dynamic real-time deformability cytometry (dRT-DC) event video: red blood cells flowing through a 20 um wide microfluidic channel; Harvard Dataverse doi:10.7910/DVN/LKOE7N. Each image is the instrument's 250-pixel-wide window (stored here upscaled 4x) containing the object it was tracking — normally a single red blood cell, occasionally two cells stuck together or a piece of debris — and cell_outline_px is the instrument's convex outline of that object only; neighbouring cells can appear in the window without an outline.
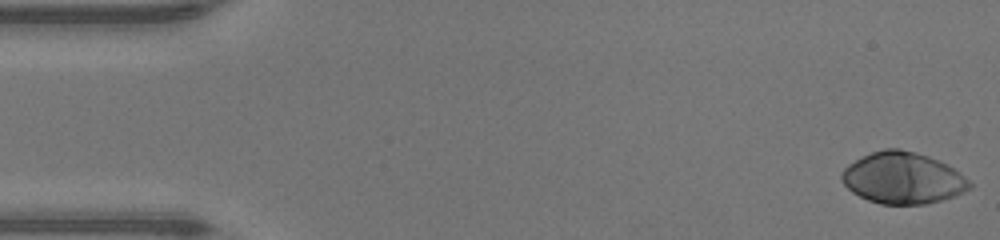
{"species": "human", "species_latin": "Homo sapiens", "temperature_condition": "warm", "stored_images_in_passage": 48, "camera_frame_rate_fps": 3000, "um_per_image_px": 0.085, "donor": {"sex": "male"}, "frame": {"image": 1, "passage_image": 1, "time_ms": 0.0, "image_size_px": [1000, 240], "cell_outline_px": [[972, 188], [964, 192], [940, 200], [924, 204], [880, 204], [868, 200], [852, 192], [840, 180], [840, 176], [844, 168], [848, 164], [872, 152], [884, 148], [900, 148], [916, 152], [940, 160], [964, 176], [972, 184]], "centroid_in_image_um": [76.72, 15.13], "position_along_channel_um": 8.3, "area_um2": 38.26}}
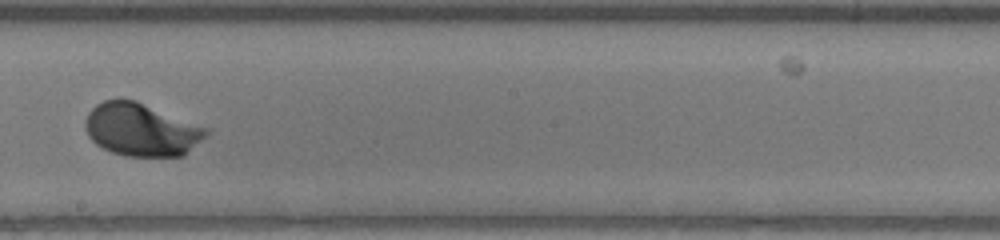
{"frame": {"image": 2, "passage_image": 27, "time_ms": 8.667, "image_size_px": [1000, 240], "cell_outline_px": [[208, 132], [184, 156], [124, 156], [112, 152], [96, 144], [88, 136], [84, 124], [84, 120], [88, 112], [96, 104], [104, 100], [116, 96], [136, 100], [208, 128]], "centroid_in_image_um": [11.95, 10.99], "position_along_channel_um": 236.2, "area_um2": 37.45}}
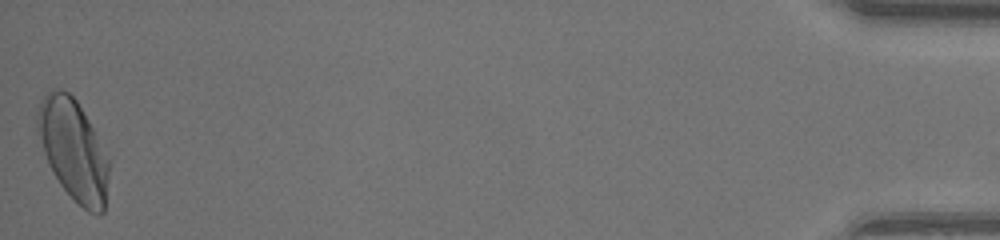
{"frame": {"image": 3, "passage_image": 48, "time_ms": 15.667, "image_size_px": [1000, 240], "cell_outline_px": [[112, 160], [104, 212], [100, 216], [96, 216], [88, 212], [60, 184], [52, 172], [48, 164], [36, 132], [36, 112], [40, 100], [52, 88], [60, 88], [68, 92], [76, 100]], "centroid_in_image_um": [6.26, 12.75], "position_along_channel_um": 428.9, "area_um2": 42.71}, "authors_computed_cell_mechanics": {"area_um2": 37.1365, "velocity_mm_per_s": 4.258, "shape_relaxation_time_tau1_ms": 1.8281, "shape_relaxation_time_tau2_ms": null, "deformation_change_tau1": 0.1661, "deformation_change_tau2": null}}